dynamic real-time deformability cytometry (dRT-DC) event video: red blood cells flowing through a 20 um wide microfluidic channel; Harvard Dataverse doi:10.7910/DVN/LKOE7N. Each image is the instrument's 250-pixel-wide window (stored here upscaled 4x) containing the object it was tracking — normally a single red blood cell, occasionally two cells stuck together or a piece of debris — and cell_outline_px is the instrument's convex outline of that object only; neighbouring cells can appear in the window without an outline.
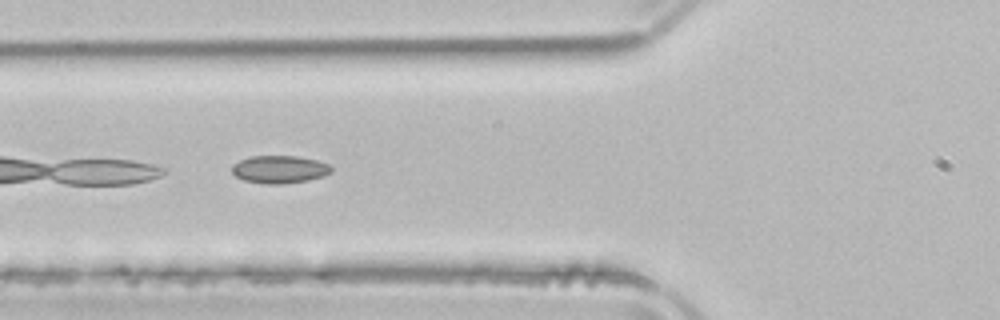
{"species": "common noctule bat (a hibernating species)", "species_latin": "Nyctalus noctula", "temperature_condition": "room temperature", "stored_images_in_passage": 23, "camera_frame_rate_fps": 3000, "um_per_image_px": 0.085, "animal": {"sex": "male", "body_mass_g": 21.5, "forearm_length_mm": 52.0}, "frame": {"image": 1, "passage_image": 4, "time_ms": 1.0, "image_size_px": [1000, 320], "cell_outline_px": [[332, 172], [324, 176], [308, 180], [280, 184], [264, 184], [244, 180], [236, 176], [232, 172], [232, 164], [240, 160], [252, 156], [296, 156], [316, 160], [328, 164], [332, 168]], "centroid_in_image_um": [23.76, 14.4], "position_along_channel_um": 102.0, "area_um2": 16.01}}
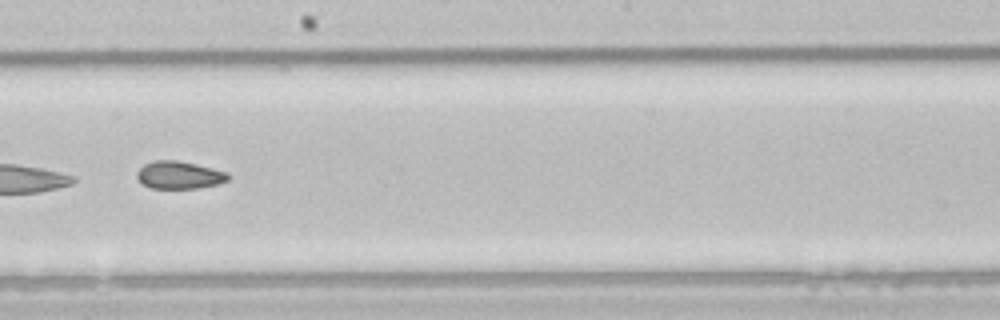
{"frame": {"image": 2, "passage_image": 14, "time_ms": 4.333, "image_size_px": [1000, 320], "cell_outline_px": [[232, 176], [228, 180], [220, 184], [196, 188], [152, 188], [140, 184], [136, 176], [136, 172], [144, 164], [152, 160], [176, 160], [196, 164], [228, 172]], "centroid_in_image_um": [15.23, 14.88], "position_along_channel_um": 233.0, "area_um2": 14.91}}
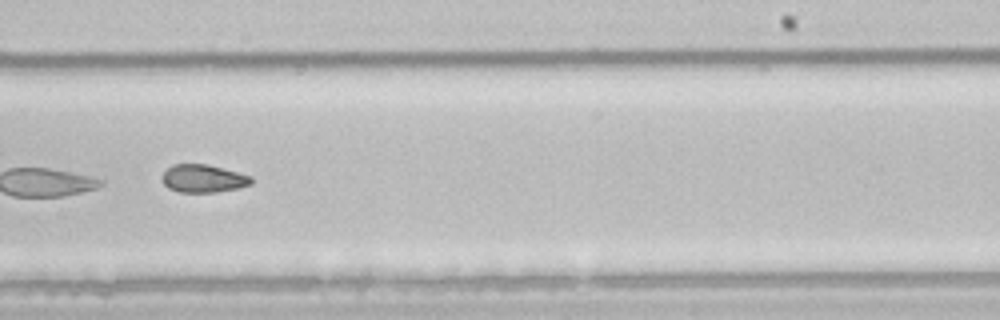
{"frame": {"image": 3, "passage_image": 17, "time_ms": 5.333, "image_size_px": [1000, 320], "cell_outline_px": [[252, 184], [240, 188], [216, 192], [180, 192], [168, 188], [164, 184], [164, 172], [172, 164], [208, 164], [252, 176]], "centroid_in_image_um": [17.32, 15.17], "position_along_channel_um": 271.7, "area_um2": 14.45}}